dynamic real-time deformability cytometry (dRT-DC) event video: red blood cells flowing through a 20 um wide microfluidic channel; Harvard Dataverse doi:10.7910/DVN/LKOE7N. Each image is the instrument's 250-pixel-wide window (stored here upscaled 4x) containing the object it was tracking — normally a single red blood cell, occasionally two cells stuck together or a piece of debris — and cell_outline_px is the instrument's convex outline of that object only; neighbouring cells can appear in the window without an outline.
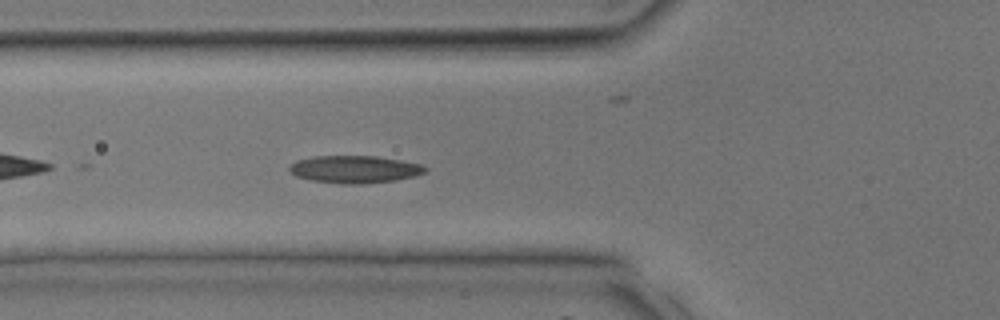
{"species": "common noctule bat (a hibernating species)", "species_latin": "Nyctalus noctula", "temperature_condition": "room temperature", "stored_images_in_passage": 24, "camera_frame_rate_fps": 3000, "um_per_image_px": 0.085, "animal": {"sex": "male", "body_mass_g": 17.9, "forearm_length_mm": 54.2}, "frame": {"image": 1, "passage_image": 14, "time_ms": 4.333, "image_size_px": [1000, 320], "cell_outline_px": [[428, 172], [416, 176], [396, 180], [360, 184], [340, 184], [312, 180], [296, 176], [288, 168], [296, 160], [312, 156], [376, 156], [424, 164], [428, 168]], "centroid_in_image_um": [30.2, 14.39], "position_along_channel_um": 95.6, "area_um2": 21.91}}